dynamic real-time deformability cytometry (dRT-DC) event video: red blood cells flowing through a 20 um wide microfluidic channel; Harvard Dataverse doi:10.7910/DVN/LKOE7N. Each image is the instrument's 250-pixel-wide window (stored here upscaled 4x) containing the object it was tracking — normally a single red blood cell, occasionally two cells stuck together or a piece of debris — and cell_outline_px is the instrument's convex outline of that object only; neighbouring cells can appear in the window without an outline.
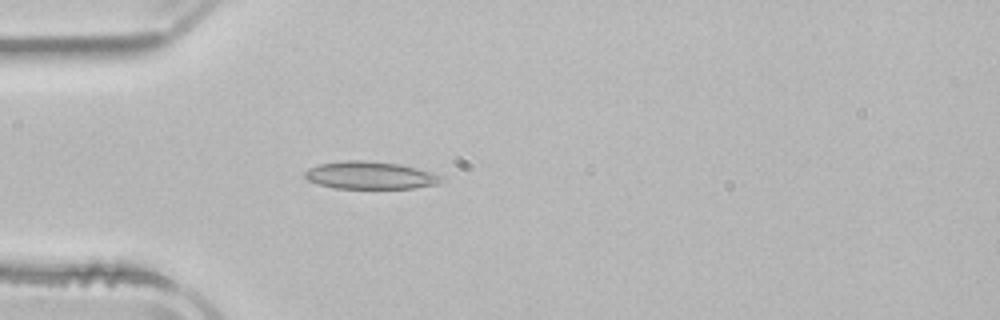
{"species": "common noctule bat (a hibernating species)", "species_latin": "Nyctalus noctula", "temperature_condition": "room temperature", "stored_images_in_passage": 52, "camera_frame_rate_fps": 3000, "um_per_image_px": 0.085, "animal": {"sex": "male", "body_mass_g": 21.5, "forearm_length_mm": 52.0}, "frame": {"image": 1, "passage_image": 15, "time_ms": 4.667, "image_size_px": [1000, 320], "cell_outline_px": [[444, 180], [436, 184], [412, 188], [336, 188], [320, 184], [308, 180], [304, 176], [304, 172], [308, 168], [320, 164], [344, 160], [364, 160], [400, 164], [416, 168], [444, 176]], "centroid_in_image_um": [31.47, 14.89], "position_along_channel_um": 53.5, "area_um2": 21.79}}
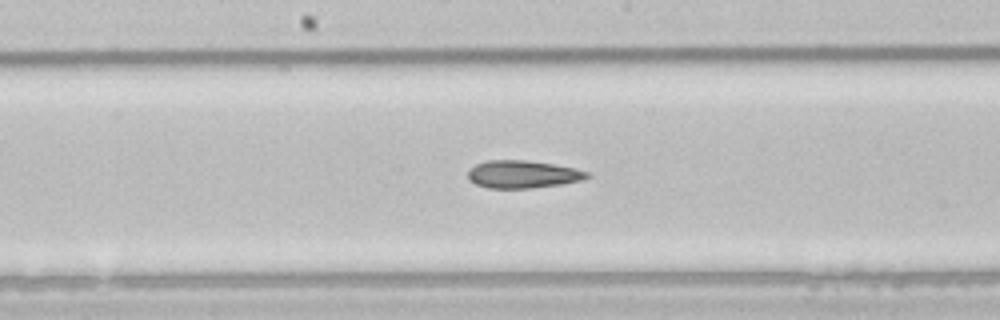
{"frame": {"image": 2, "passage_image": 27, "time_ms": 8.667, "image_size_px": [1000, 320], "cell_outline_px": [[592, 176], [584, 180], [560, 184], [528, 188], [488, 188], [476, 184], [468, 180], [468, 172], [476, 164], [484, 160], [528, 160], [552, 164], [572, 168], [588, 172]], "centroid_in_image_um": [44.42, 14.81], "position_along_channel_um": 203.8, "area_um2": 19.13}}
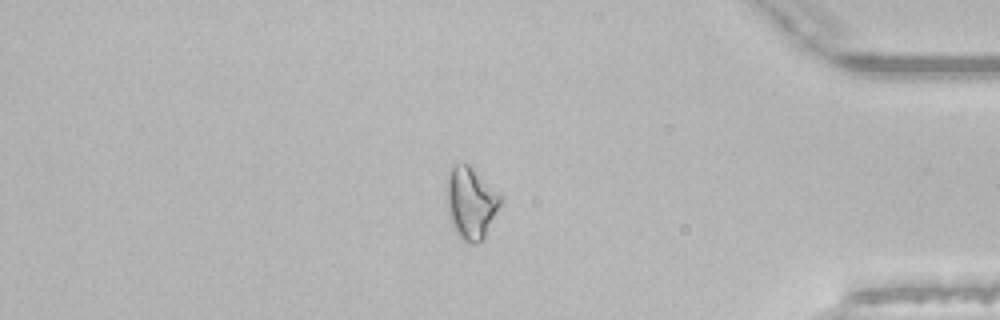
{"frame": {"image": 3, "passage_image": 44, "time_ms": 14.333, "image_size_px": [1000, 320], "cell_outline_px": [[504, 200], [484, 236], [476, 244], [468, 244], [456, 232], [448, 212], [444, 188], [448, 172], [456, 164], [472, 164]], "centroid_in_image_um": [40.01, 17.19], "position_along_channel_um": 395.2, "area_um2": 22.77}, "authors_computed_cell_mechanics": {"area_um2": 20.9814, "velocity_mm_per_s": 3.9386, "shape_relaxation_time_tau1_ms": null, "shape_relaxation_time_tau2_ms": 7.1175, "deformation_change_tau1": null, "deformation_change_tau2": 0.1713}}